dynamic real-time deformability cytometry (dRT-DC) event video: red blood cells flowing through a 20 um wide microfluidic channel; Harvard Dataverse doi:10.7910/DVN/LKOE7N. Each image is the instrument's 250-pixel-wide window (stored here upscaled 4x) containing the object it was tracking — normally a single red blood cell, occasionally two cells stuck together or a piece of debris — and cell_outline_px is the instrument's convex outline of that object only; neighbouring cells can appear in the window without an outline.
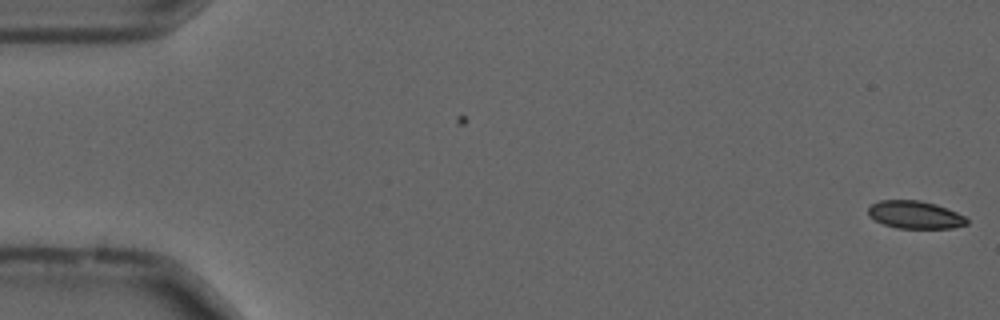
{"species": "common noctule bat (a hibernating species)", "species_latin": "Nyctalus noctula", "temperature_condition": "cold", "stored_images_in_passage": 55, "camera_frame_rate_fps": 3000, "um_per_image_px": 0.085, "animal": {"sex": "male", "forearm_length_mm": 52.5}, "frame": {"image": 1, "passage_image": 1, "time_ms": 0.0, "image_size_px": [1000, 320], "cell_outline_px": [[968, 224], [952, 228], [896, 228], [884, 224], [868, 216], [868, 208], [872, 204], [880, 200], [920, 200], [936, 204], [956, 212], [964, 216], [968, 220]], "centroid_in_image_um": [77.77, 18.25], "position_along_channel_um": 7.2, "area_um2": 15.9}}
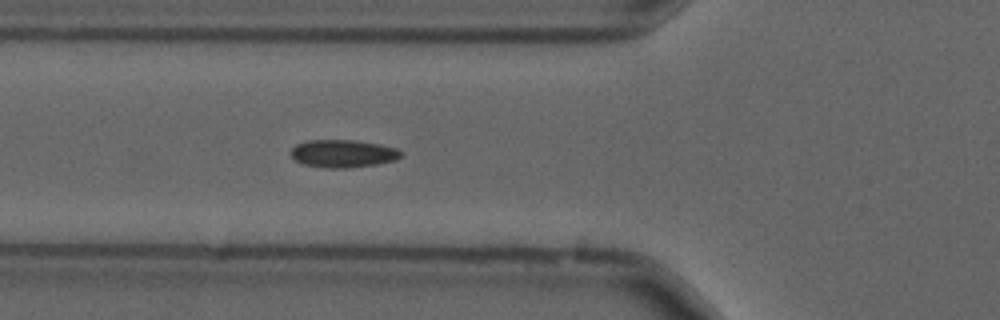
{"frame": {"image": 2, "passage_image": 20, "time_ms": 6.333, "image_size_px": [1000, 320], "cell_outline_px": [[404, 152], [396, 160], [376, 164], [348, 168], [324, 168], [304, 164], [296, 160], [292, 156], [292, 148], [296, 144], [304, 140], [356, 140], [380, 144], [396, 148]], "centroid_in_image_um": [29.17, 13.04], "position_along_channel_um": 96.6, "area_um2": 17.86}}
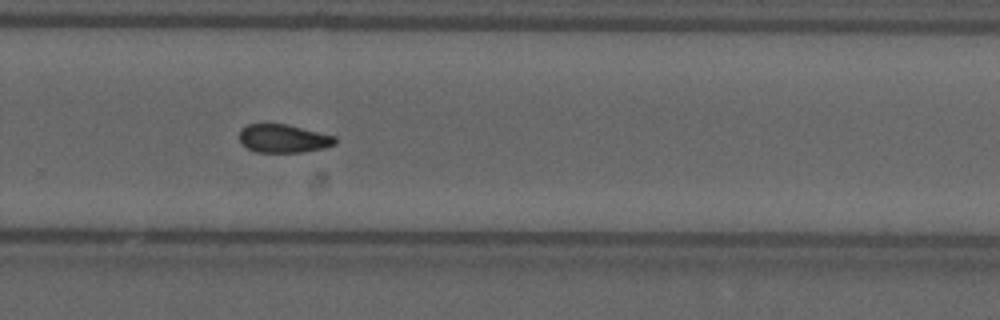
{"frame": {"image": 3, "passage_image": 37, "time_ms": 12.0, "image_size_px": [1000, 320], "cell_outline_px": [[336, 144], [324, 148], [304, 152], [256, 152], [248, 148], [240, 140], [240, 128], [248, 124], [284, 124], [336, 136]], "centroid_in_image_um": [24.1, 11.78], "position_along_channel_um": 305.7, "area_um2": 15.66}, "authors_computed_cell_mechanics": {"area_um2": 16.5886, "velocity_mm_per_s": 3.6954, "shape_relaxation_time_tau1_ms": null, "shape_relaxation_time_tau2_ms": 5.2931, "deformation_change_tau1": null, "deformation_change_tau2": 0.0664}}